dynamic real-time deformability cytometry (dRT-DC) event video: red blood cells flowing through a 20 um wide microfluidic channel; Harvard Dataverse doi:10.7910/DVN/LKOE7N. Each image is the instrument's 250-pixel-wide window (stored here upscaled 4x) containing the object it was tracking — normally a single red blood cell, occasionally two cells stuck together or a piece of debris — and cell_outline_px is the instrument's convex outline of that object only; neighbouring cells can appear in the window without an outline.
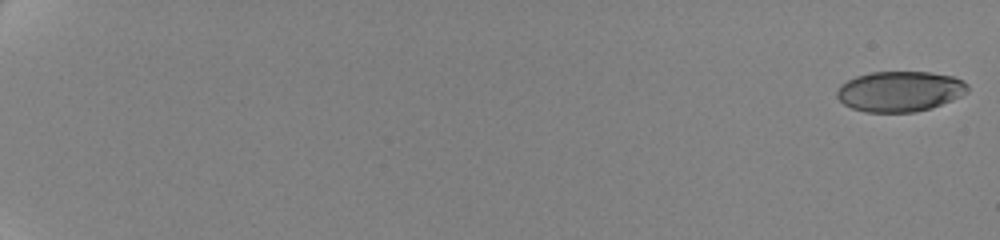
{"species": "human", "species_latin": "Homo sapiens", "temperature_condition": "cold", "stored_images_in_passage": 61, "camera_frame_rate_fps": 3000, "um_per_image_px": 0.085, "donor": {"sex": "female"}, "frame": {"image": 1, "passage_image": 1, "time_ms": 0.0, "image_size_px": [1000, 240], "cell_outline_px": [[968, 92], [952, 100], [932, 108], [916, 112], [868, 112], [852, 108], [844, 104], [836, 96], [836, 92], [840, 84], [856, 76], [872, 72], [932, 72], [952, 76], [964, 80], [968, 84]], "centroid_in_image_um": [76.5, 7.76], "position_along_channel_um": 8.5, "area_um2": 30.92}}
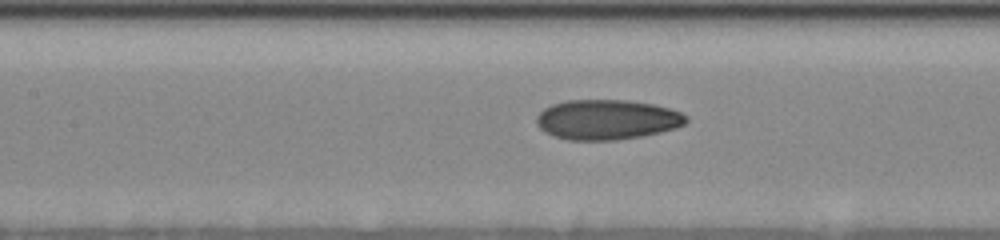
{"frame": {"image": 2, "passage_image": 27, "time_ms": 10.667, "image_size_px": [1000, 240], "cell_outline_px": [[688, 120], [684, 124], [676, 128], [660, 132], [640, 136], [616, 140], [568, 140], [544, 132], [536, 124], [536, 116], [544, 108], [552, 104], [564, 100], [628, 100], [652, 104], [668, 108], [680, 112], [688, 116]], "centroid_in_image_um": [51.57, 10.16], "position_along_channel_um": 155.8, "area_um2": 34.91}}
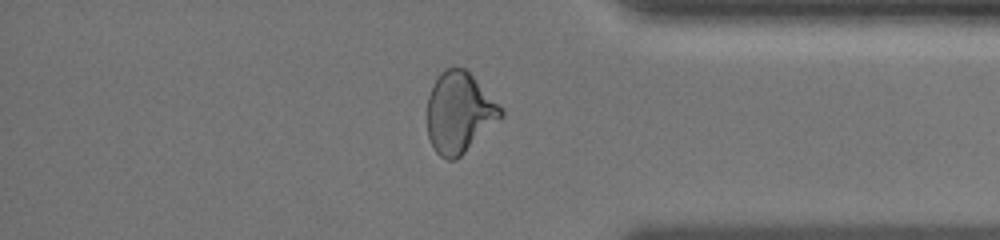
{"frame": {"image": 3, "passage_image": 52, "time_ms": 17.667, "image_size_px": [1000, 240], "cell_outline_px": [[504, 116], [456, 160], [448, 160], [440, 156], [436, 152], [428, 136], [428, 96], [440, 72], [444, 68], [464, 68], [472, 76], [504, 112]], "centroid_in_image_um": [39.02, 9.6], "position_along_channel_um": 396.2, "area_um2": 33.99}, "authors_computed_cell_mechanics": {"area_um2": 33.6974, "velocity_mm_per_s": 3.5259, "shape_relaxation_time_tau1_ms": null, "shape_relaxation_time_tau2_ms": 1.6642, "deformation_change_tau1": null, "deformation_change_tau2": 0.0752}}